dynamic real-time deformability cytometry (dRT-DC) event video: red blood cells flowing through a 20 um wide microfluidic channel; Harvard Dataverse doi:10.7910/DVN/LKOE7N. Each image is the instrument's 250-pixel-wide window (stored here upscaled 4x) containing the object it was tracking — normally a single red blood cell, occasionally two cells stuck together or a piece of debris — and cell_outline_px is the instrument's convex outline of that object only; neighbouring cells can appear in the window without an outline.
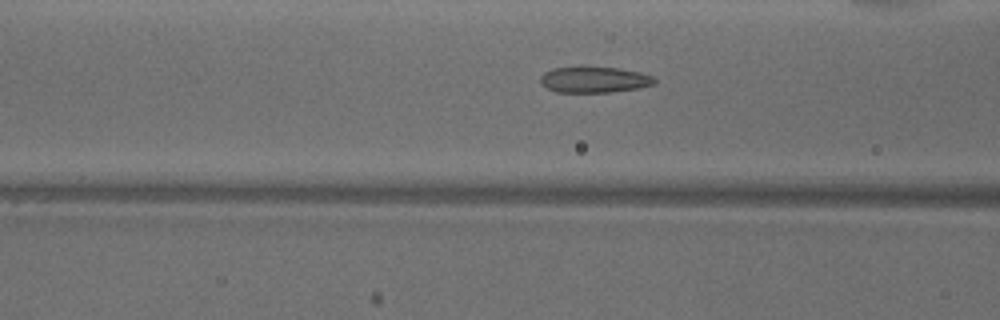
{"species": "common noctule bat (a hibernating species)", "species_latin": "Nyctalus noctula", "temperature_condition": "warm", "stored_images_in_passage": 33, "camera_frame_rate_fps": 3000, "um_per_image_px": 0.085, "animal": {"sex": "male", "body_mass_g": 18.8}, "frame": {"image": 1, "passage_image": 4, "time_ms": 1.0, "image_size_px": [1000, 320], "cell_outline_px": [[656, 84], [640, 88], [612, 92], [556, 92], [540, 84], [540, 76], [544, 72], [552, 68], [580, 64], [620, 68], [640, 72], [652, 76], [656, 80]], "centroid_in_image_um": [50.48, 6.73], "position_along_channel_um": 116.1, "area_um2": 18.15}}
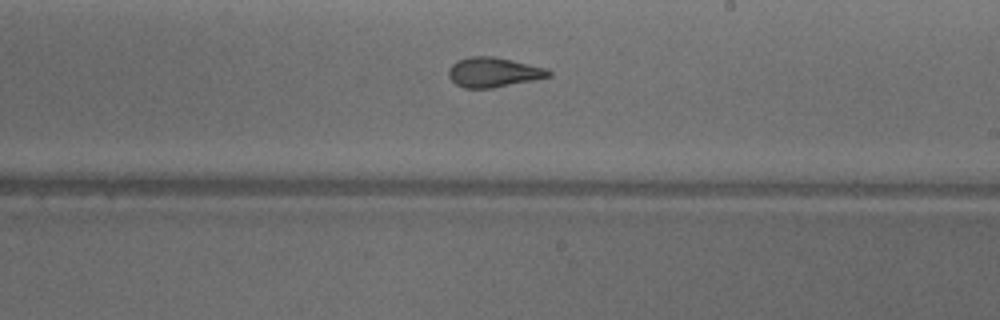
{"frame": {"image": 2, "passage_image": 14, "time_ms": 4.333, "image_size_px": [1000, 320], "cell_outline_px": [[552, 76], [492, 88], [464, 88], [456, 84], [448, 76], [448, 68], [456, 60], [472, 56], [496, 56], [544, 68], [552, 72]], "centroid_in_image_um": [41.9, 6.13], "position_along_channel_um": 247.1, "area_um2": 17.28}}
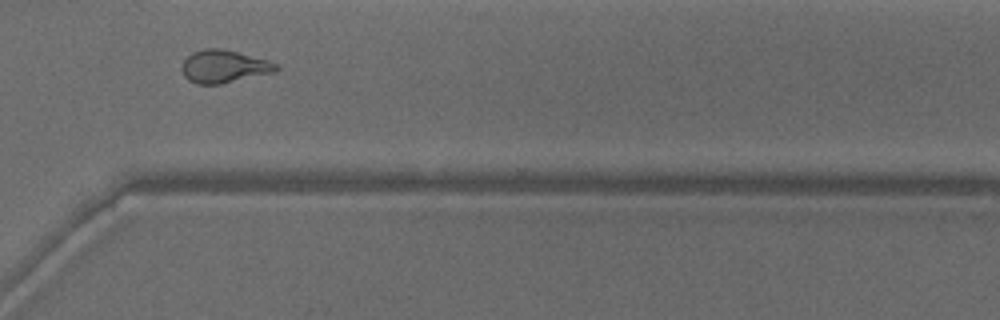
{"frame": {"image": 3, "passage_image": 22, "time_ms": 7.0, "image_size_px": [1000, 320], "cell_outline_px": [[280, 68], [276, 72], [220, 84], [196, 84], [188, 80], [184, 76], [180, 68], [180, 64], [192, 52], [208, 48], [220, 48], [268, 60], [276, 64]], "centroid_in_image_um": [19.01, 5.66], "position_along_channel_um": 351.6, "area_um2": 18.03}}